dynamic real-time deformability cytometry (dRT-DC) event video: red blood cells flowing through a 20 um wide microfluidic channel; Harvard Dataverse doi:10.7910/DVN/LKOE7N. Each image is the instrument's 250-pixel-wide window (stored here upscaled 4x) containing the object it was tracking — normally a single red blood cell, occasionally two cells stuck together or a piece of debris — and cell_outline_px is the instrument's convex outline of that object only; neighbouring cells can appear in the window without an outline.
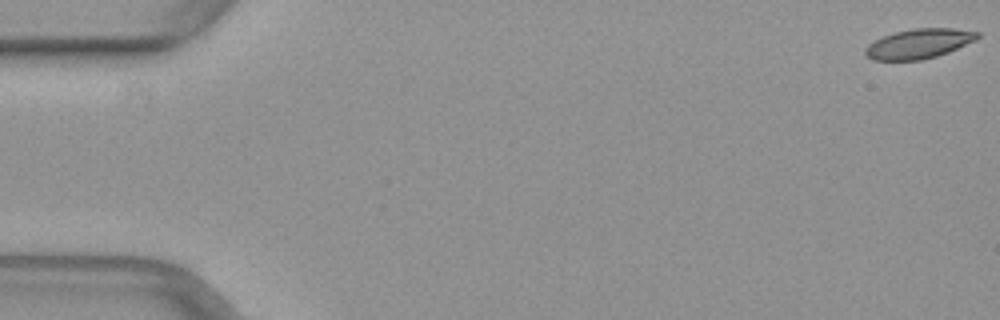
{"species": "common noctule bat (a hibernating species)", "species_latin": "Nyctalus noctula", "temperature_condition": "warm", "stored_images_in_passage": 51, "camera_frame_rate_fps": 3000, "um_per_image_px": 0.085, "animal": {"sex": "female", "body_mass_g": 29.2, "forearm_length_mm": 56.3}, "frame": {"image": 1, "passage_image": 1, "time_ms": 0.0, "image_size_px": [1000, 320], "cell_outline_px": [[980, 36], [976, 40], [948, 52], [936, 56], [920, 60], [872, 60], [864, 52], [864, 48], [868, 44], [884, 36], [896, 32], [912, 28], [952, 28], [980, 32]], "centroid_in_image_um": [78.11, 3.71], "position_along_channel_um": 6.9, "area_um2": 19.31}}
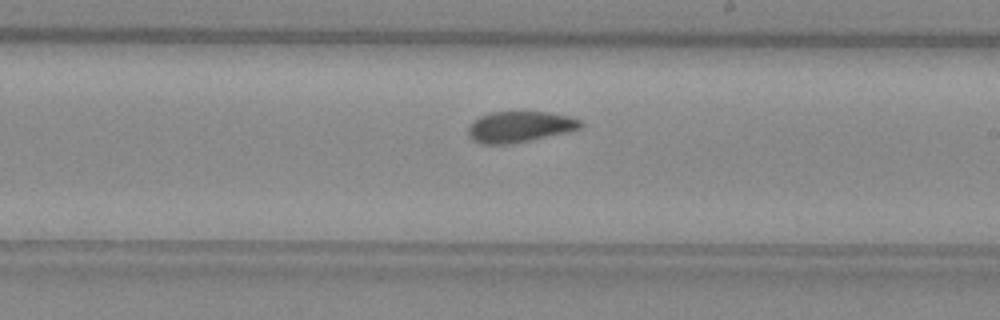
{"frame": {"image": 2, "passage_image": 30, "time_ms": 9.667, "image_size_px": [1000, 320], "cell_outline_px": [[584, 128], [568, 132], [508, 144], [484, 144], [472, 140], [468, 136], [468, 124], [472, 120], [480, 116], [492, 112], [548, 112], [568, 116], [584, 120]], "centroid_in_image_um": [44.19, 10.77], "position_along_channel_um": 244.8, "area_um2": 20.46}}
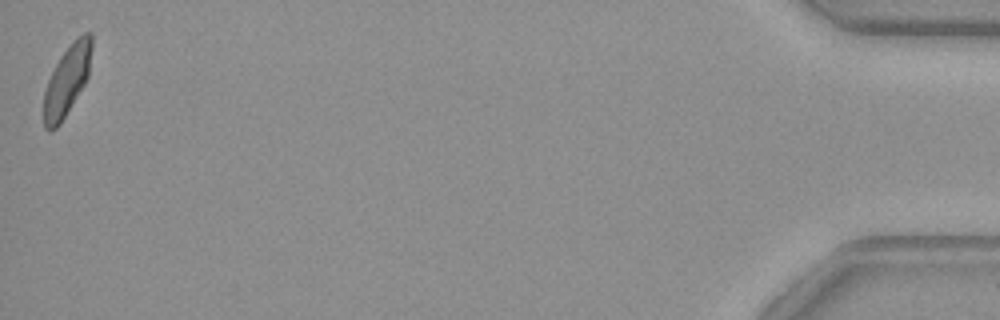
{"frame": {"image": 3, "passage_image": 51, "time_ms": 16.667, "image_size_px": [1000, 320], "cell_outline_px": [[92, 48], [88, 76], [84, 84], [60, 124], [56, 128], [48, 132], [44, 128], [44, 92], [48, 80], [60, 56], [84, 32], [88, 32], [92, 36]], "centroid_in_image_um": [5.68, 6.87], "position_along_channel_um": 429.5, "area_um2": 19.13}}